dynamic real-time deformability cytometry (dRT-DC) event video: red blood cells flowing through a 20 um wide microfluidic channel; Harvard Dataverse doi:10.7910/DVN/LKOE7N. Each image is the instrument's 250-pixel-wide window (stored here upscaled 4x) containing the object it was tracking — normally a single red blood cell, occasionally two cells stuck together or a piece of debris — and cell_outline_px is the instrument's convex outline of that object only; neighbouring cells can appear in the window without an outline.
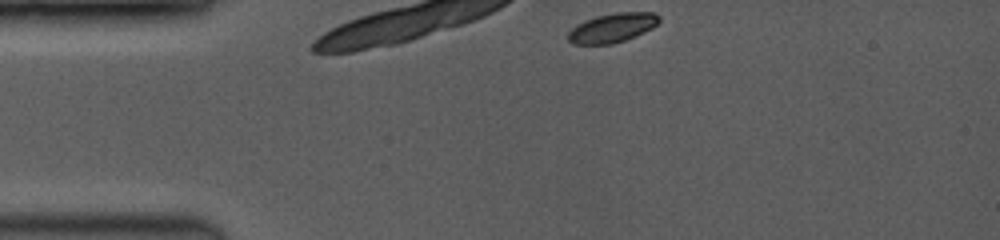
{"species": "common noctule bat (a hibernating species)", "species_latin": "Nyctalus noctula", "temperature_condition": "room temperature", "stored_images_in_passage": 6, "camera_frame_rate_fps": 3500, "um_per_image_px": 0.085, "animal": {"sex": "female", "body_mass_g": 19.0, "forearm_length_mm": 53.3}, "frame": {"image": 1, "passage_image": 1, "time_ms": 0.0, "image_size_px": [1000, 240], "cell_outline_px": [[660, 20], [652, 28], [624, 40], [612, 44], [572, 44], [568, 40], [568, 32], [576, 24], [584, 20], [596, 16], [616, 12], [652, 12], [660, 16]], "centroid_in_image_um": [52.02, 2.35], "position_along_channel_um": 33.0, "area_um2": 15.43}}